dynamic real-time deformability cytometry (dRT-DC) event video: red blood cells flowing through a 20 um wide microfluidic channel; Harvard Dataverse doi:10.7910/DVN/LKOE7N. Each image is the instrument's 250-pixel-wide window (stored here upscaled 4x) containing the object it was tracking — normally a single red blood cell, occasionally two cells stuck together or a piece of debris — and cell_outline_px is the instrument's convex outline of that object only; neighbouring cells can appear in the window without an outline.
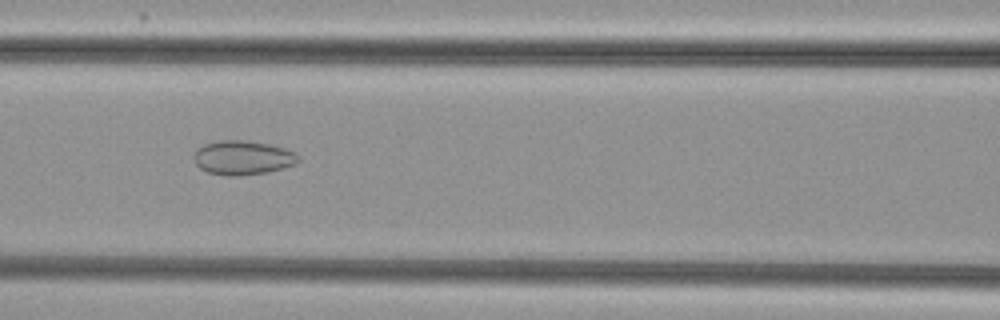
{"species": "common noctule bat (a hibernating species)", "species_latin": "Nyctalus noctula", "temperature_condition": "cold", "stored_images_in_passage": 53, "camera_frame_rate_fps": 3000, "um_per_image_px": 0.085, "animal": {"sex": "female", "body_mass_g": 29.2, "forearm_length_mm": 56.3}, "frame": {"image": 1, "passage_image": 23, "time_ms": 7.333, "image_size_px": [1000, 320], "cell_outline_px": [[300, 160], [296, 164], [268, 172], [236, 176], [228, 176], [208, 172], [200, 168], [196, 164], [192, 156], [196, 148], [204, 144], [220, 140], [244, 140], [268, 144], [284, 148], [296, 152], [300, 156]], "centroid_in_image_um": [20.63, 13.4], "position_along_channel_um": 146.0, "area_um2": 20.98}}
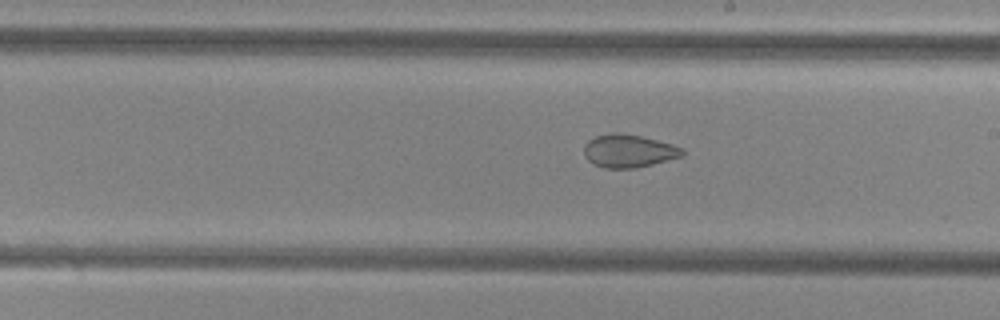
{"frame": {"image": 2, "passage_image": 30, "time_ms": 9.667, "image_size_px": [1000, 320], "cell_outline_px": [[684, 156], [636, 168], [604, 168], [592, 164], [584, 156], [584, 144], [588, 140], [596, 136], [612, 132], [620, 132], [640, 136], [672, 144], [684, 148]], "centroid_in_image_um": [53.42, 12.83], "position_along_channel_um": 235.6, "area_um2": 19.07}}
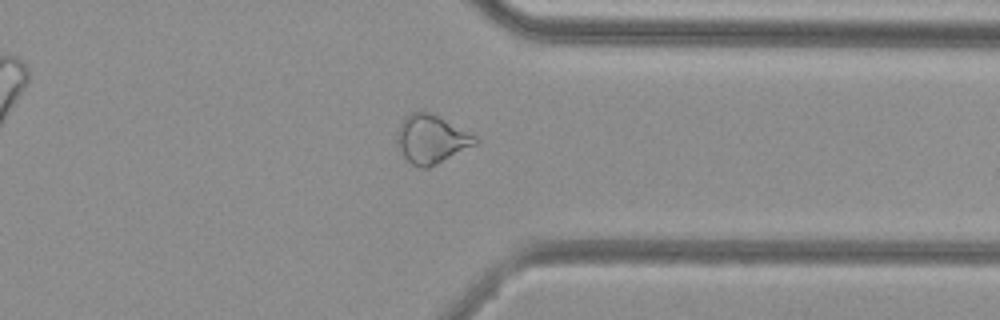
{"frame": {"image": 3, "passage_image": 41, "time_ms": 13.333, "image_size_px": [1000, 320], "cell_outline_px": [[480, 140], [476, 144], [428, 168], [420, 168], [412, 164], [404, 156], [396, 140], [396, 136], [400, 124], [404, 116], [412, 112], [432, 112], [476, 136]], "centroid_in_image_um": [36.66, 11.81], "position_along_channel_um": 374.7, "area_um2": 21.91}, "authors_computed_cell_mechanics": {"area_um2": 24.1604, "velocity_mm_per_s": 3.8501, "shape_relaxation_time_tau1_ms": null, "shape_relaxation_time_tau2_ms": 3.5052, "deformation_change_tau1": null, "deformation_change_tau2": 0.0858}}